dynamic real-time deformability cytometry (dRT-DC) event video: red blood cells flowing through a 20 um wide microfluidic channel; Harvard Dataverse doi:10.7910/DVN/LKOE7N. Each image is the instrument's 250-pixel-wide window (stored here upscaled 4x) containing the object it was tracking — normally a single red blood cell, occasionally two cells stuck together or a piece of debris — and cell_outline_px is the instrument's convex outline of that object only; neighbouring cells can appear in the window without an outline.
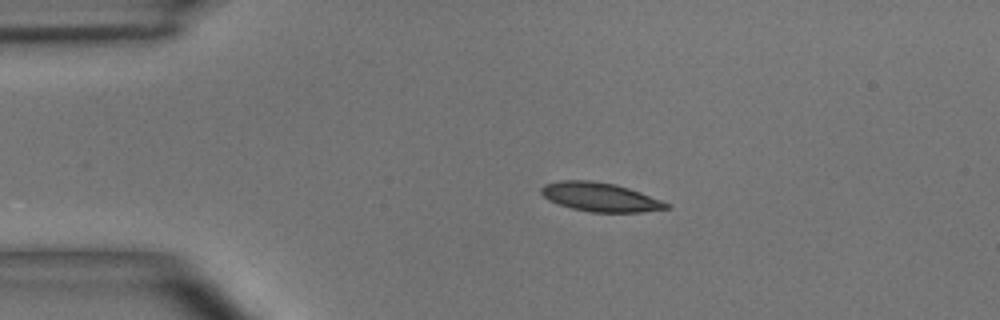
{"species": "common noctule bat (a hibernating species)", "species_latin": "Nyctalus noctula", "temperature_condition": "room temperature", "stored_images_in_passage": 3, "camera_frame_rate_fps": 3000, "um_per_image_px": 0.085, "animal": {"sex": "male", "body_mass_g": 15.6}, "frame": {"image": 1, "passage_image": 2, "time_ms": 1.0, "image_size_px": [1000, 320], "cell_outline_px": [[672, 208], [640, 212], [592, 212], [572, 208], [548, 200], [540, 192], [540, 188], [544, 184], [560, 180], [592, 180], [616, 184], [640, 192], [672, 204]], "centroid_in_image_um": [51.03, 16.74], "position_along_channel_um": 34.0, "area_um2": 21.15}}